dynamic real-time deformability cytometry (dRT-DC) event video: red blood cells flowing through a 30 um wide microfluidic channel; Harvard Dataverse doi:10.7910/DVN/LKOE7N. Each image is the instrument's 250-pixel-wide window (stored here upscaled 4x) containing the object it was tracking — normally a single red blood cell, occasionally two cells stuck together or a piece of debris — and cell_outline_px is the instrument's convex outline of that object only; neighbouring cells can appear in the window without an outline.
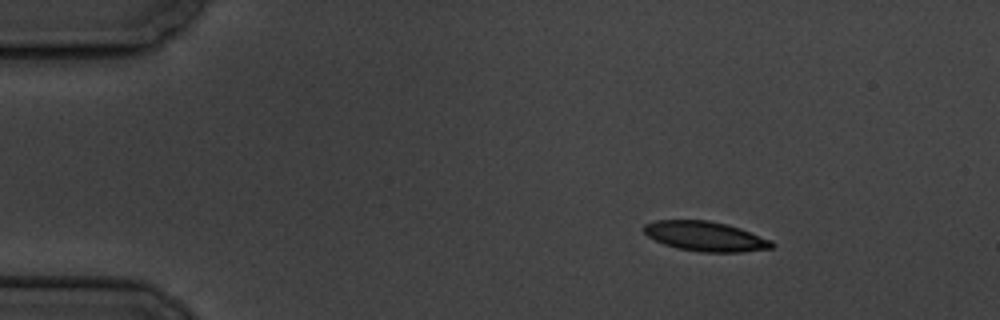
{"species": "common noctule bat (a hibernating species)", "species_latin": "Nyctalus noctula", "temperature_condition": "cold", "stored_images_in_passage": 4, "camera_frame_rate_fps": 3000, "um_per_image_px": 0.085, "animal": {"sex": "male", "body_mass_g": 19.5, "forearm_length_mm": 54.6}, "frame": {"image": 1, "passage_image": 1, "time_ms": 0.0, "image_size_px": [1000, 320], "cell_outline_px": [[776, 244], [772, 248], [740, 252], [700, 252], [676, 248], [664, 244], [648, 236], [644, 232], [644, 224], [656, 220], [708, 220], [728, 224], [740, 228], [772, 240]], "centroid_in_image_um": [59.98, 20.08], "position_along_channel_um": 25.0, "area_um2": 22.25}}
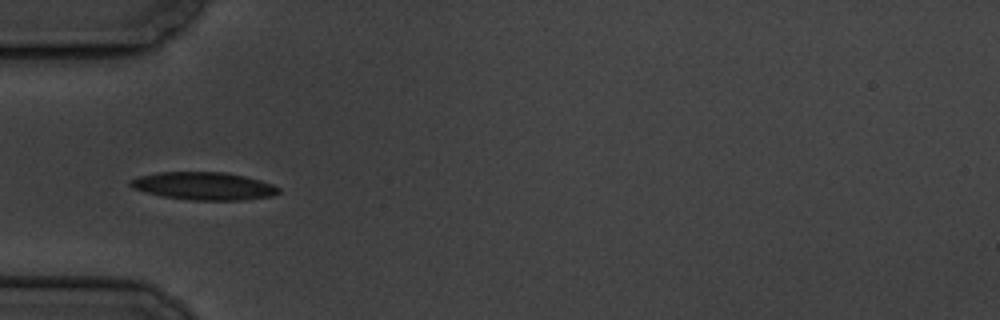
{"frame": {"image": 2, "passage_image": 4, "time_ms": 3.333, "image_size_px": [1000, 320], "cell_outline_px": [[280, 192], [272, 196], [240, 200], [192, 200], [160, 196], [132, 188], [128, 184], [128, 180], [140, 176], [156, 172], [224, 172], [244, 176], [260, 180], [272, 184], [280, 188]], "centroid_in_image_um": [17.29, 15.81], "position_along_channel_um": 67.7, "area_um2": 24.04}}